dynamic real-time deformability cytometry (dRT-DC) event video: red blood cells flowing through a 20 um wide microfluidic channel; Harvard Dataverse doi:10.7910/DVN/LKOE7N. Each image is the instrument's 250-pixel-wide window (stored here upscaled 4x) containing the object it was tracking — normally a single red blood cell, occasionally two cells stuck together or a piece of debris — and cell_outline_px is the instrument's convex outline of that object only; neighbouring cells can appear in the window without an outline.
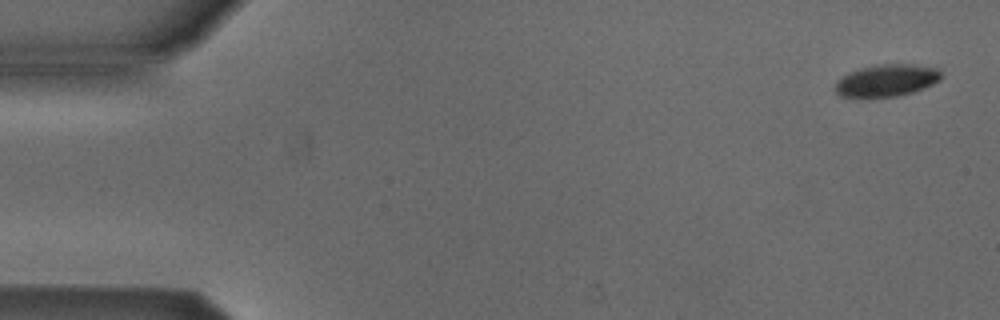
{"species": "Egyptian fruit bat (a non-hibernating species)", "species_latin": "Rousettus aegyptiacus", "temperature_condition": "cold", "stored_images_in_passage": 53, "camera_frame_rate_fps": 3000, "um_per_image_px": 0.085, "animal": {"sex": "male"}, "frame": {"image": 1, "passage_image": 2, "time_ms": 0.333, "image_size_px": [1000, 320], "cell_outline_px": [[940, 80], [932, 84], [912, 92], [896, 96], [840, 96], [836, 92], [836, 84], [848, 72], [860, 68], [876, 64], [912, 64], [936, 68], [940, 72]], "centroid_in_image_um": [75.37, 6.81], "position_along_channel_um": 9.6, "area_um2": 19.31}}
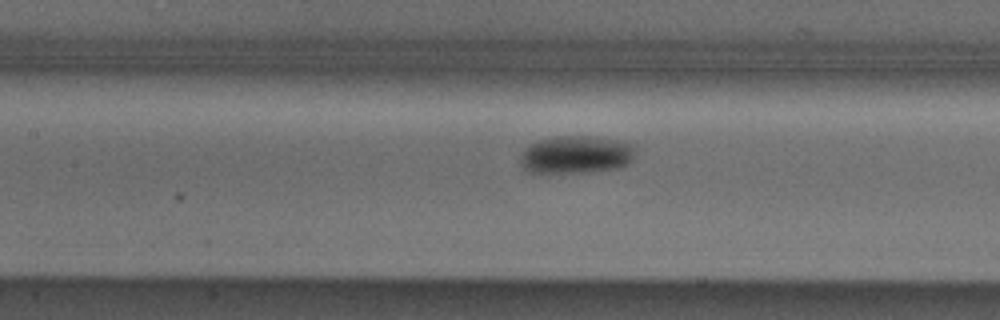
{"frame": {"image": 2, "passage_image": 24, "time_ms": 7.667, "image_size_px": [1000, 320], "cell_outline_px": [[636, 156], [628, 164], [616, 168], [584, 172], [528, 172], [524, 168], [524, 152], [532, 144], [540, 140], [556, 136], [596, 136], [632, 144]], "centroid_in_image_um": [49.06, 13.13], "position_along_channel_um": 158.3, "area_um2": 24.68}}
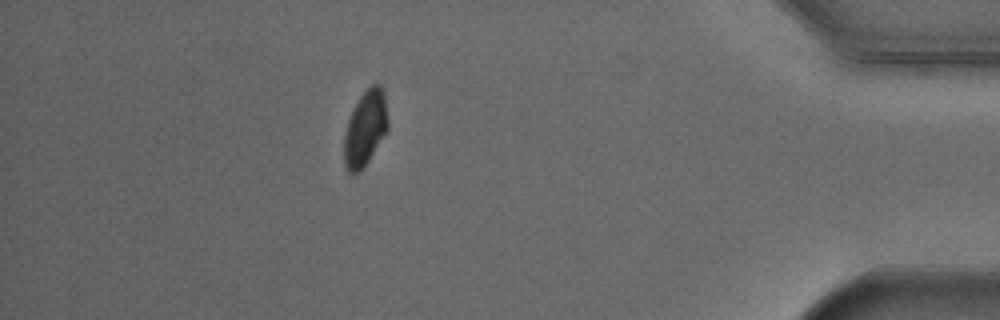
{"frame": {"image": 3, "passage_image": 47, "time_ms": 15.333, "image_size_px": [1000, 320], "cell_outline_px": [[388, 132], [360, 172], [348, 172], [344, 164], [344, 132], [352, 108], [360, 96], [372, 84], [380, 84], [384, 92], [388, 120]], "centroid_in_image_um": [31.05, 10.9], "position_along_channel_um": 404.1, "area_um2": 19.42}, "authors_computed_cell_mechanics": {"area_um2": 22.4842, "velocity_mm_per_s": 3.848, "shape_relaxation_time_tau1_ms": 4.0473, "shape_relaxation_time_tau2_ms": null, "deformation_change_tau1": 0.1046, "deformation_change_tau2": null}}